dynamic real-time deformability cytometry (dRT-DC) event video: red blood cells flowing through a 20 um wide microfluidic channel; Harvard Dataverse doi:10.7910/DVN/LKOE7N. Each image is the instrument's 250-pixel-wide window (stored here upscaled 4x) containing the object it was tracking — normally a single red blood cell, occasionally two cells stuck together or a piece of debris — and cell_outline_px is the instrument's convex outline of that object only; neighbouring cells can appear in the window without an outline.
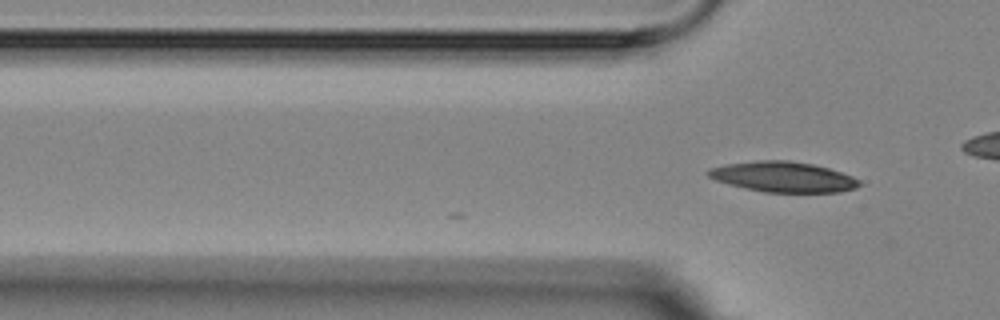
{"species": "Egyptian fruit bat (a non-hibernating species)", "species_latin": "Rousettus aegyptiacus", "temperature_condition": "room temperature", "stored_images_in_passage": 2, "camera_frame_rate_fps": 3000, "um_per_image_px": 0.085, "animal": {"sex": "female"}, "frame": {"image": 1, "passage_image": 2, "time_ms": 1.0, "image_size_px": [1000, 320], "cell_outline_px": [[860, 184], [856, 188], [840, 192], [764, 192], [744, 188], [728, 184], [716, 180], [708, 176], [704, 172], [708, 168], [724, 164], [756, 160], [788, 160], [812, 164], [828, 168], [852, 176], [860, 180]], "centroid_in_image_um": [66.52, 15.03], "position_along_channel_um": 59.3, "area_um2": 26.88}}